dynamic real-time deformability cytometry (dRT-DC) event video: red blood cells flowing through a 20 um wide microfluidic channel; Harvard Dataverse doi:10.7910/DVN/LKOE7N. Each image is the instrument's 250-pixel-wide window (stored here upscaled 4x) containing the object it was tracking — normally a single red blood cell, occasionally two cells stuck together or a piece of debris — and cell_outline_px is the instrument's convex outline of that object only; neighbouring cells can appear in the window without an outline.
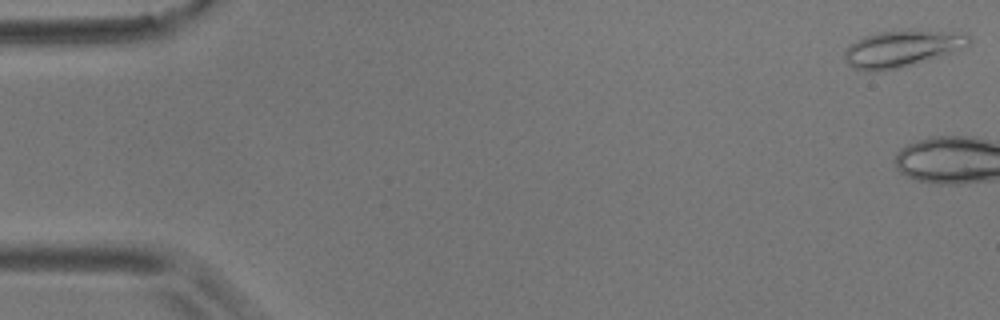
{"species": "common noctule bat (a hibernating species)", "species_latin": "Nyctalus noctula", "temperature_condition": "room temperature", "stored_images_in_passage": 4, "camera_frame_rate_fps": 3000, "um_per_image_px": 0.085, "animal": {"sex": "male", "body_mass_g": 17.9}, "frame": {"image": 1, "passage_image": 1, "time_ms": 0.0, "image_size_px": [1000, 320], "cell_outline_px": [[972, 44], [952, 52], [928, 60], [884, 72], [864, 72], [852, 68], [844, 60], [844, 52], [856, 40], [864, 36], [876, 32], [904, 28], [920, 28], [972, 36]], "centroid_in_image_um": [76.64, 4.12], "position_along_channel_um": 8.4, "area_um2": 27.34}}